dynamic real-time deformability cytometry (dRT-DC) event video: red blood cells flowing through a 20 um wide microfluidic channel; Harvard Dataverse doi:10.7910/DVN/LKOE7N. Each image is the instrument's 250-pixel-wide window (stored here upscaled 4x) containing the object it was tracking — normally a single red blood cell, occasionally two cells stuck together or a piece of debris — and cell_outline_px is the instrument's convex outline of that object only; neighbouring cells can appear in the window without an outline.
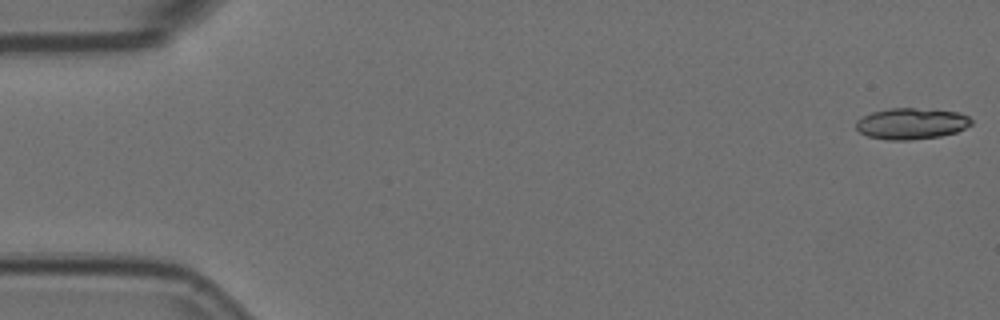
{"species": "Egyptian fruit bat (a non-hibernating species)", "species_latin": "Rousettus aegyptiacus", "temperature_condition": "room temperature", "stored_images_in_passage": 5, "camera_frame_rate_fps": 3000, "um_per_image_px": 0.085, "animal": {"sex": "female"}, "frame": {"image": 1, "passage_image": 1, "time_ms": 0.0, "image_size_px": [1000, 320], "cell_outline_px": [[972, 124], [956, 132], [940, 136], [908, 140], [888, 140], [868, 136], [860, 132], [856, 128], [856, 120], [872, 112], [892, 108], [912, 108], [960, 112], [968, 116], [972, 120]], "centroid_in_image_um": [77.47, 10.51], "position_along_channel_um": 7.5, "area_um2": 20.81}}
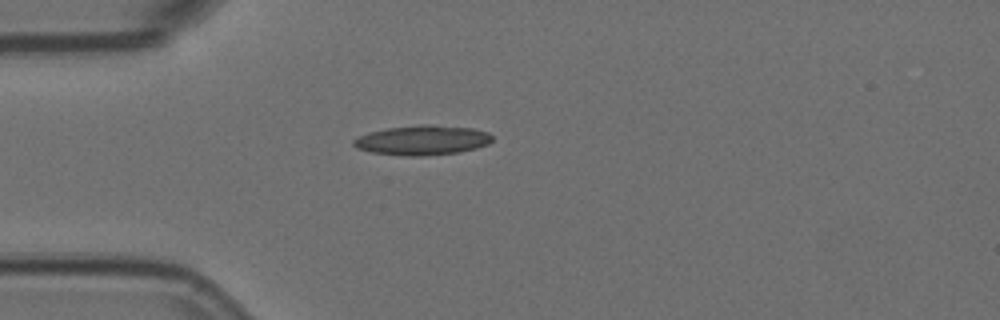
{"frame": {"image": 2, "passage_image": 5, "time_ms": 1.333, "image_size_px": [1000, 320], "cell_outline_px": [[492, 140], [488, 144], [476, 148], [460, 152], [424, 156], [408, 156], [372, 152], [356, 148], [352, 144], [352, 140], [368, 132], [388, 128], [420, 124], [432, 124], [472, 128], [488, 132], [492, 136]], "centroid_in_image_um": [35.9, 11.91], "position_along_channel_um": 49.1, "area_um2": 24.1}}